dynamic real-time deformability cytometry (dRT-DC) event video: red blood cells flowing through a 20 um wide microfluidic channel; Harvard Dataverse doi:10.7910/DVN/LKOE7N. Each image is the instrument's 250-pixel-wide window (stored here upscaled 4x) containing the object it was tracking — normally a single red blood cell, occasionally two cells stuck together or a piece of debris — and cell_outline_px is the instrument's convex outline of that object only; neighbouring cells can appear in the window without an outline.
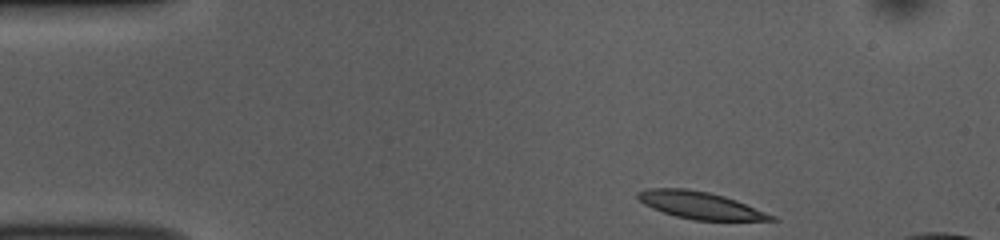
{"species": "common noctule bat (a hibernating species)", "species_latin": "Nyctalus noctula", "temperature_condition": "room temperature", "stored_images_in_passage": 46, "camera_frame_rate_fps": 3000, "um_per_image_px": 0.085, "animal": {"sex": "female", "body_mass_g": 10.0, "forearm_length_mm": 53.1}, "frame": {"image": 1, "passage_image": 1, "time_ms": 0.0, "image_size_px": [1000, 240], "cell_outline_px": [[780, 220], [692, 220], [676, 216], [652, 208], [644, 204], [636, 196], [636, 192], [648, 188], [684, 188], [708, 192], [724, 196], [736, 200], [776, 216]], "centroid_in_image_um": [59.5, 17.44], "position_along_channel_um": 25.5, "area_um2": 20.98}}
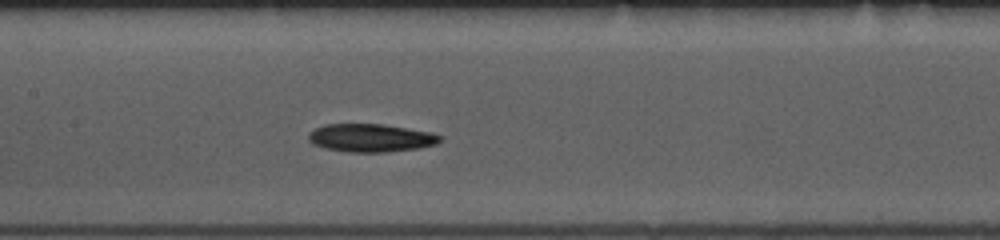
{"frame": {"image": 2, "passage_image": 18, "time_ms": 5.667, "image_size_px": [1000, 240], "cell_outline_px": [[444, 140], [436, 144], [420, 148], [388, 152], [348, 152], [324, 148], [312, 144], [308, 140], [308, 132], [324, 124], [384, 124], [428, 132], [444, 136]], "centroid_in_image_um": [31.52, 11.73], "position_along_channel_um": 175.9, "area_um2": 21.73}}
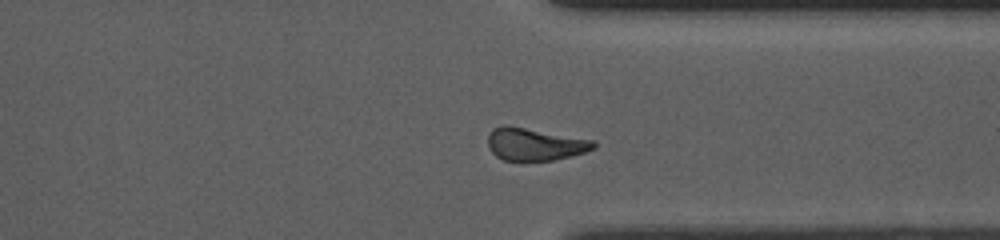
{"frame": {"image": 3, "passage_image": 33, "time_ms": 10.667, "image_size_px": [1000, 240], "cell_outline_px": [[596, 148], [572, 156], [556, 160], [504, 160], [496, 156], [488, 148], [488, 132], [492, 128], [504, 124], [596, 140]], "centroid_in_image_um": [45.46, 12.25], "position_along_channel_um": 365.9, "area_um2": 20.23}, "authors_computed_cell_mechanics": {"area_um2": 20.8947, "velocity_mm_per_s": 3.8093, "shape_relaxation_time_tau1_ms": 4.9992, "shape_relaxation_time_tau2_ms": null, "deformation_change_tau1": 0.1411, "deformation_change_tau2": null}}